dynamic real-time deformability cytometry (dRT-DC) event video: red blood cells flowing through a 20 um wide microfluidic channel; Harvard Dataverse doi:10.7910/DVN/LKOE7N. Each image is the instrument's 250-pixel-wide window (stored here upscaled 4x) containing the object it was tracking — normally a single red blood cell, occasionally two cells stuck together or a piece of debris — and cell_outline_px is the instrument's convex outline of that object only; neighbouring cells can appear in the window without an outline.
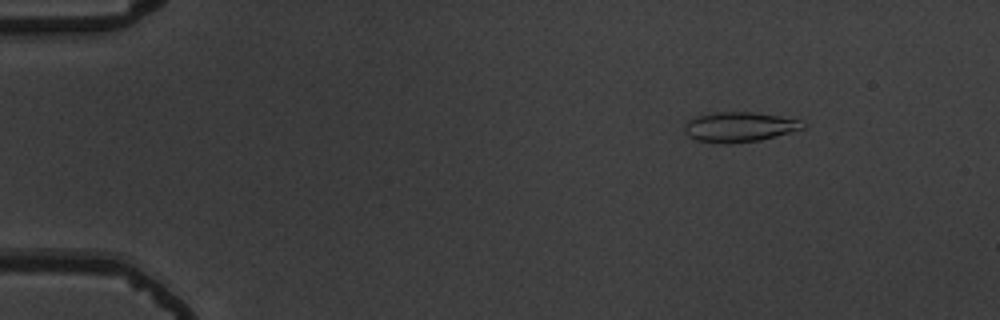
{"species": "common noctule bat (a hibernating species)", "species_latin": "Nyctalus noctula", "temperature_condition": "warm", "stored_images_in_passage": 54, "camera_frame_rate_fps": 3000, "um_per_image_px": 0.085, "animal": {"sex": "male", "body_mass_g": 19.5, "forearm_length_mm": 54.6}, "frame": {"image": 1, "passage_image": 8, "time_ms": 2.333, "image_size_px": [1000, 320], "cell_outline_px": [[808, 124], [804, 128], [760, 140], [696, 140], [688, 136], [684, 132], [684, 124], [688, 120], [696, 116], [716, 112], [752, 112], [804, 120]], "centroid_in_image_um": [62.89, 10.73], "position_along_channel_um": 22.1, "area_um2": 19.77}}
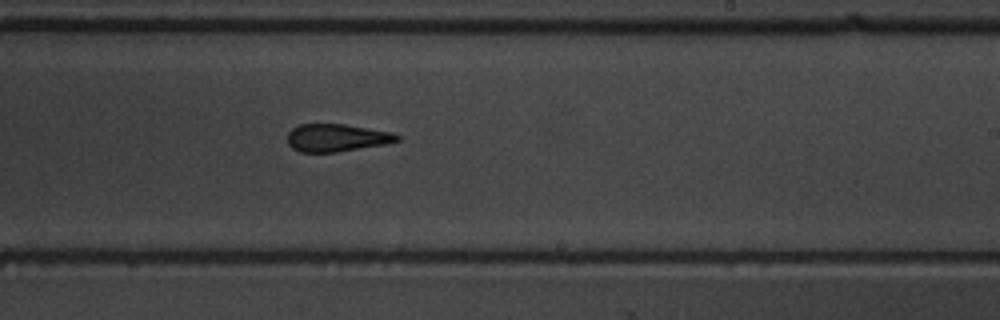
{"frame": {"image": 2, "passage_image": 34, "time_ms": 11.0, "image_size_px": [1000, 320], "cell_outline_px": [[400, 140], [388, 144], [336, 152], [300, 152], [292, 148], [288, 144], [288, 132], [292, 128], [300, 124], [344, 124], [392, 132], [400, 136]], "centroid_in_image_um": [28.63, 11.71], "position_along_channel_um": 260.4, "area_um2": 17.74}}
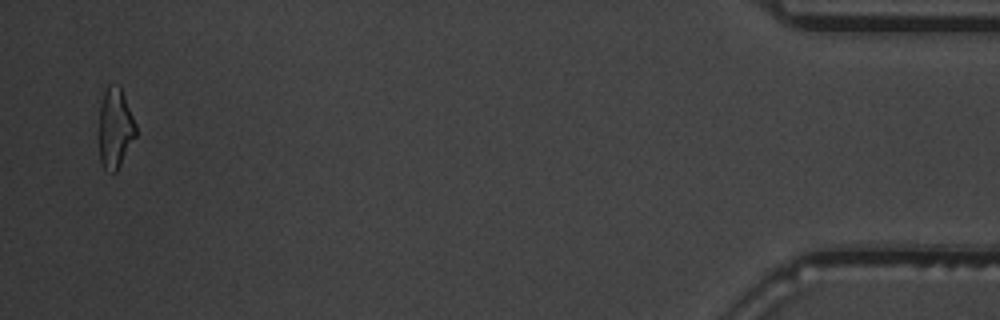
{"frame": {"image": 3, "passage_image": 53, "time_ms": 17.333, "image_size_px": [1000, 320], "cell_outline_px": [[136, 136], [116, 172], [112, 172], [104, 168], [100, 160], [100, 104], [104, 92], [108, 84], [120, 84], [136, 124]], "centroid_in_image_um": [9.8, 10.85], "position_along_channel_um": 425.4, "area_um2": 17.11}, "authors_computed_cell_mechanics": {"area_um2": 18.6405, "velocity_mm_per_s": 3.8427, "shape_relaxation_time_tau1_ms": null, "shape_relaxation_time_tau2_ms": 2.7621, "deformation_change_tau1": null, "deformation_change_tau2": 0.1258}}